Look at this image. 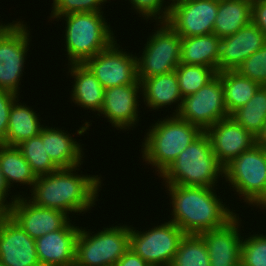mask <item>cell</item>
Wrapping results in <instances>:
<instances>
[{"mask_svg": "<svg viewBox=\"0 0 266 266\" xmlns=\"http://www.w3.org/2000/svg\"><path fill=\"white\" fill-rule=\"evenodd\" d=\"M152 127V128H151ZM203 131L177 115L168 116L150 126L142 142V157L156 167L159 176ZM158 169V170H157Z\"/></svg>", "mask_w": 266, "mask_h": 266, "instance_id": "cell-4", "label": "cell"}, {"mask_svg": "<svg viewBox=\"0 0 266 266\" xmlns=\"http://www.w3.org/2000/svg\"><path fill=\"white\" fill-rule=\"evenodd\" d=\"M264 143H266V122L263 125L261 132L256 137V144H259L262 146Z\"/></svg>", "mask_w": 266, "mask_h": 266, "instance_id": "cell-41", "label": "cell"}, {"mask_svg": "<svg viewBox=\"0 0 266 266\" xmlns=\"http://www.w3.org/2000/svg\"><path fill=\"white\" fill-rule=\"evenodd\" d=\"M205 133L210 139L215 157L223 167L256 145V137L231 117L219 120Z\"/></svg>", "mask_w": 266, "mask_h": 266, "instance_id": "cell-16", "label": "cell"}, {"mask_svg": "<svg viewBox=\"0 0 266 266\" xmlns=\"http://www.w3.org/2000/svg\"><path fill=\"white\" fill-rule=\"evenodd\" d=\"M142 92L141 84L120 85L105 89L103 106L99 115L102 114L107 117L108 122L111 123L117 130H128L136 123L138 117L139 96Z\"/></svg>", "mask_w": 266, "mask_h": 266, "instance_id": "cell-18", "label": "cell"}, {"mask_svg": "<svg viewBox=\"0 0 266 266\" xmlns=\"http://www.w3.org/2000/svg\"><path fill=\"white\" fill-rule=\"evenodd\" d=\"M219 0L171 2L167 23L181 37L213 33Z\"/></svg>", "mask_w": 266, "mask_h": 266, "instance_id": "cell-13", "label": "cell"}, {"mask_svg": "<svg viewBox=\"0 0 266 266\" xmlns=\"http://www.w3.org/2000/svg\"><path fill=\"white\" fill-rule=\"evenodd\" d=\"M6 214H7V210L2 208V207H0V222L5 217Z\"/></svg>", "mask_w": 266, "mask_h": 266, "instance_id": "cell-42", "label": "cell"}, {"mask_svg": "<svg viewBox=\"0 0 266 266\" xmlns=\"http://www.w3.org/2000/svg\"><path fill=\"white\" fill-rule=\"evenodd\" d=\"M10 188L9 186L7 185L5 179H4V176L2 174V171H1V167H0V207L8 210L10 208V206L13 204V202L17 199L18 196H22L20 194L18 195H12V200L8 203L7 202V195H9L8 191L10 192ZM14 196V197H13ZM6 202V203H5Z\"/></svg>", "mask_w": 266, "mask_h": 266, "instance_id": "cell-40", "label": "cell"}, {"mask_svg": "<svg viewBox=\"0 0 266 266\" xmlns=\"http://www.w3.org/2000/svg\"><path fill=\"white\" fill-rule=\"evenodd\" d=\"M141 57H137V78H150L175 71L181 60V37L167 22H160Z\"/></svg>", "mask_w": 266, "mask_h": 266, "instance_id": "cell-8", "label": "cell"}, {"mask_svg": "<svg viewBox=\"0 0 266 266\" xmlns=\"http://www.w3.org/2000/svg\"><path fill=\"white\" fill-rule=\"evenodd\" d=\"M235 71L261 86H266V43L243 61Z\"/></svg>", "mask_w": 266, "mask_h": 266, "instance_id": "cell-34", "label": "cell"}, {"mask_svg": "<svg viewBox=\"0 0 266 266\" xmlns=\"http://www.w3.org/2000/svg\"><path fill=\"white\" fill-rule=\"evenodd\" d=\"M175 73L183 98L196 93L217 75V72L211 67L184 63L178 65Z\"/></svg>", "mask_w": 266, "mask_h": 266, "instance_id": "cell-31", "label": "cell"}, {"mask_svg": "<svg viewBox=\"0 0 266 266\" xmlns=\"http://www.w3.org/2000/svg\"><path fill=\"white\" fill-rule=\"evenodd\" d=\"M7 214L33 239L61 229L69 220L66 213L33 204L18 196Z\"/></svg>", "mask_w": 266, "mask_h": 266, "instance_id": "cell-14", "label": "cell"}, {"mask_svg": "<svg viewBox=\"0 0 266 266\" xmlns=\"http://www.w3.org/2000/svg\"><path fill=\"white\" fill-rule=\"evenodd\" d=\"M223 177L249 205L266 204V154L261 145L231 160L223 168Z\"/></svg>", "mask_w": 266, "mask_h": 266, "instance_id": "cell-7", "label": "cell"}, {"mask_svg": "<svg viewBox=\"0 0 266 266\" xmlns=\"http://www.w3.org/2000/svg\"><path fill=\"white\" fill-rule=\"evenodd\" d=\"M220 41L214 33L181 38L180 63L211 67L218 73Z\"/></svg>", "mask_w": 266, "mask_h": 266, "instance_id": "cell-24", "label": "cell"}, {"mask_svg": "<svg viewBox=\"0 0 266 266\" xmlns=\"http://www.w3.org/2000/svg\"><path fill=\"white\" fill-rule=\"evenodd\" d=\"M73 168H59L47 175L38 176L29 200L41 207L66 213H82L96 204L101 179L98 175H79ZM74 171V173H73Z\"/></svg>", "mask_w": 266, "mask_h": 266, "instance_id": "cell-1", "label": "cell"}, {"mask_svg": "<svg viewBox=\"0 0 266 266\" xmlns=\"http://www.w3.org/2000/svg\"><path fill=\"white\" fill-rule=\"evenodd\" d=\"M118 45L117 40L114 41L108 48L83 63L104 89L141 84L137 78V56L119 49Z\"/></svg>", "mask_w": 266, "mask_h": 266, "instance_id": "cell-12", "label": "cell"}, {"mask_svg": "<svg viewBox=\"0 0 266 266\" xmlns=\"http://www.w3.org/2000/svg\"><path fill=\"white\" fill-rule=\"evenodd\" d=\"M172 2H182V1H190V0H170Z\"/></svg>", "mask_w": 266, "mask_h": 266, "instance_id": "cell-43", "label": "cell"}, {"mask_svg": "<svg viewBox=\"0 0 266 266\" xmlns=\"http://www.w3.org/2000/svg\"><path fill=\"white\" fill-rule=\"evenodd\" d=\"M105 2L107 0H53L50 18L58 20L69 13L103 12L101 6Z\"/></svg>", "mask_w": 266, "mask_h": 266, "instance_id": "cell-35", "label": "cell"}, {"mask_svg": "<svg viewBox=\"0 0 266 266\" xmlns=\"http://www.w3.org/2000/svg\"><path fill=\"white\" fill-rule=\"evenodd\" d=\"M252 0H219L213 33L221 38L251 23Z\"/></svg>", "mask_w": 266, "mask_h": 266, "instance_id": "cell-25", "label": "cell"}, {"mask_svg": "<svg viewBox=\"0 0 266 266\" xmlns=\"http://www.w3.org/2000/svg\"><path fill=\"white\" fill-rule=\"evenodd\" d=\"M129 1L131 2L130 4H132V7L135 8V10L140 15L145 17L144 19L146 20L148 18L149 19L151 18V20L155 19L159 21L157 23L167 22L171 8V4L169 2H167L169 4L168 6H166L165 4V7H163L164 2H166L164 0H129Z\"/></svg>", "mask_w": 266, "mask_h": 266, "instance_id": "cell-36", "label": "cell"}, {"mask_svg": "<svg viewBox=\"0 0 266 266\" xmlns=\"http://www.w3.org/2000/svg\"><path fill=\"white\" fill-rule=\"evenodd\" d=\"M230 117L257 137L266 122V86H261L253 97Z\"/></svg>", "mask_w": 266, "mask_h": 266, "instance_id": "cell-29", "label": "cell"}, {"mask_svg": "<svg viewBox=\"0 0 266 266\" xmlns=\"http://www.w3.org/2000/svg\"><path fill=\"white\" fill-rule=\"evenodd\" d=\"M18 102L17 98L11 106L5 145L18 146L31 137L39 135L44 127L39 122L41 121L39 115L32 108Z\"/></svg>", "mask_w": 266, "mask_h": 266, "instance_id": "cell-26", "label": "cell"}, {"mask_svg": "<svg viewBox=\"0 0 266 266\" xmlns=\"http://www.w3.org/2000/svg\"><path fill=\"white\" fill-rule=\"evenodd\" d=\"M19 95L0 89V144H5L11 106Z\"/></svg>", "mask_w": 266, "mask_h": 266, "instance_id": "cell-37", "label": "cell"}, {"mask_svg": "<svg viewBox=\"0 0 266 266\" xmlns=\"http://www.w3.org/2000/svg\"><path fill=\"white\" fill-rule=\"evenodd\" d=\"M116 266H150L140 255H137L132 249L117 261Z\"/></svg>", "mask_w": 266, "mask_h": 266, "instance_id": "cell-39", "label": "cell"}, {"mask_svg": "<svg viewBox=\"0 0 266 266\" xmlns=\"http://www.w3.org/2000/svg\"><path fill=\"white\" fill-rule=\"evenodd\" d=\"M92 236H91V235ZM130 248V226L103 228L95 234L80 227L74 266H116Z\"/></svg>", "mask_w": 266, "mask_h": 266, "instance_id": "cell-6", "label": "cell"}, {"mask_svg": "<svg viewBox=\"0 0 266 266\" xmlns=\"http://www.w3.org/2000/svg\"><path fill=\"white\" fill-rule=\"evenodd\" d=\"M251 22L262 31L266 40V0H252Z\"/></svg>", "mask_w": 266, "mask_h": 266, "instance_id": "cell-38", "label": "cell"}, {"mask_svg": "<svg viewBox=\"0 0 266 266\" xmlns=\"http://www.w3.org/2000/svg\"><path fill=\"white\" fill-rule=\"evenodd\" d=\"M217 74L221 78L226 110L229 116L243 107L261 87L257 82L240 75L235 70L222 71Z\"/></svg>", "mask_w": 266, "mask_h": 266, "instance_id": "cell-27", "label": "cell"}, {"mask_svg": "<svg viewBox=\"0 0 266 266\" xmlns=\"http://www.w3.org/2000/svg\"><path fill=\"white\" fill-rule=\"evenodd\" d=\"M69 72L74 78L71 99L75 105L85 110L100 113L104 101V87L84 64H69Z\"/></svg>", "mask_w": 266, "mask_h": 266, "instance_id": "cell-23", "label": "cell"}, {"mask_svg": "<svg viewBox=\"0 0 266 266\" xmlns=\"http://www.w3.org/2000/svg\"><path fill=\"white\" fill-rule=\"evenodd\" d=\"M240 266H266V235L253 234L243 237Z\"/></svg>", "mask_w": 266, "mask_h": 266, "instance_id": "cell-33", "label": "cell"}, {"mask_svg": "<svg viewBox=\"0 0 266 266\" xmlns=\"http://www.w3.org/2000/svg\"><path fill=\"white\" fill-rule=\"evenodd\" d=\"M103 13H69L59 18L66 21L65 51L70 64H83L116 40Z\"/></svg>", "mask_w": 266, "mask_h": 266, "instance_id": "cell-5", "label": "cell"}, {"mask_svg": "<svg viewBox=\"0 0 266 266\" xmlns=\"http://www.w3.org/2000/svg\"><path fill=\"white\" fill-rule=\"evenodd\" d=\"M64 131L55 127H43L39 136L45 142L46 153L58 168L80 166L83 162L81 160H84L82 145Z\"/></svg>", "mask_w": 266, "mask_h": 266, "instance_id": "cell-21", "label": "cell"}, {"mask_svg": "<svg viewBox=\"0 0 266 266\" xmlns=\"http://www.w3.org/2000/svg\"><path fill=\"white\" fill-rule=\"evenodd\" d=\"M27 28L20 20L0 28V89L17 95L29 50L30 31Z\"/></svg>", "mask_w": 266, "mask_h": 266, "instance_id": "cell-9", "label": "cell"}, {"mask_svg": "<svg viewBox=\"0 0 266 266\" xmlns=\"http://www.w3.org/2000/svg\"><path fill=\"white\" fill-rule=\"evenodd\" d=\"M266 40L262 31L252 22L235 34L221 38L218 73L236 70L249 56L264 46Z\"/></svg>", "mask_w": 266, "mask_h": 266, "instance_id": "cell-20", "label": "cell"}, {"mask_svg": "<svg viewBox=\"0 0 266 266\" xmlns=\"http://www.w3.org/2000/svg\"><path fill=\"white\" fill-rule=\"evenodd\" d=\"M142 86L144 103L150 109H162L166 105L178 103L173 115L179 112L183 97L180 94L178 79L175 71L150 78H138Z\"/></svg>", "mask_w": 266, "mask_h": 266, "instance_id": "cell-22", "label": "cell"}, {"mask_svg": "<svg viewBox=\"0 0 266 266\" xmlns=\"http://www.w3.org/2000/svg\"><path fill=\"white\" fill-rule=\"evenodd\" d=\"M0 261L4 266H40L35 239L8 214L0 222Z\"/></svg>", "mask_w": 266, "mask_h": 266, "instance_id": "cell-15", "label": "cell"}, {"mask_svg": "<svg viewBox=\"0 0 266 266\" xmlns=\"http://www.w3.org/2000/svg\"><path fill=\"white\" fill-rule=\"evenodd\" d=\"M172 204V219L185 234H201L218 228L229 221L235 213L222 199L217 197L214 188L166 184ZM222 201V202H221ZM226 206V207H225Z\"/></svg>", "mask_w": 266, "mask_h": 266, "instance_id": "cell-2", "label": "cell"}, {"mask_svg": "<svg viewBox=\"0 0 266 266\" xmlns=\"http://www.w3.org/2000/svg\"><path fill=\"white\" fill-rule=\"evenodd\" d=\"M170 266H211L203 238L185 234Z\"/></svg>", "mask_w": 266, "mask_h": 266, "instance_id": "cell-30", "label": "cell"}, {"mask_svg": "<svg viewBox=\"0 0 266 266\" xmlns=\"http://www.w3.org/2000/svg\"><path fill=\"white\" fill-rule=\"evenodd\" d=\"M70 221L61 229L35 239L40 266H74L80 228Z\"/></svg>", "mask_w": 266, "mask_h": 266, "instance_id": "cell-19", "label": "cell"}, {"mask_svg": "<svg viewBox=\"0 0 266 266\" xmlns=\"http://www.w3.org/2000/svg\"><path fill=\"white\" fill-rule=\"evenodd\" d=\"M176 115L203 132L219 120L230 117L226 110L220 76L217 74L196 93L184 97Z\"/></svg>", "mask_w": 266, "mask_h": 266, "instance_id": "cell-11", "label": "cell"}, {"mask_svg": "<svg viewBox=\"0 0 266 266\" xmlns=\"http://www.w3.org/2000/svg\"><path fill=\"white\" fill-rule=\"evenodd\" d=\"M0 167L9 188L18 182L33 187L36 181V175L17 146L0 144Z\"/></svg>", "mask_w": 266, "mask_h": 266, "instance_id": "cell-28", "label": "cell"}, {"mask_svg": "<svg viewBox=\"0 0 266 266\" xmlns=\"http://www.w3.org/2000/svg\"><path fill=\"white\" fill-rule=\"evenodd\" d=\"M223 168L214 155L208 135L203 132L160 177L165 184L215 188L219 177L223 178Z\"/></svg>", "mask_w": 266, "mask_h": 266, "instance_id": "cell-3", "label": "cell"}, {"mask_svg": "<svg viewBox=\"0 0 266 266\" xmlns=\"http://www.w3.org/2000/svg\"><path fill=\"white\" fill-rule=\"evenodd\" d=\"M235 214L224 225L199 234L207 247L211 266H240L242 238Z\"/></svg>", "mask_w": 266, "mask_h": 266, "instance_id": "cell-17", "label": "cell"}, {"mask_svg": "<svg viewBox=\"0 0 266 266\" xmlns=\"http://www.w3.org/2000/svg\"><path fill=\"white\" fill-rule=\"evenodd\" d=\"M185 233L173 222H164L148 231L130 225V249L150 266H170Z\"/></svg>", "mask_w": 266, "mask_h": 266, "instance_id": "cell-10", "label": "cell"}, {"mask_svg": "<svg viewBox=\"0 0 266 266\" xmlns=\"http://www.w3.org/2000/svg\"><path fill=\"white\" fill-rule=\"evenodd\" d=\"M262 148H263V150H264V152H265V154H266V143H264V144L262 145Z\"/></svg>", "mask_w": 266, "mask_h": 266, "instance_id": "cell-44", "label": "cell"}, {"mask_svg": "<svg viewBox=\"0 0 266 266\" xmlns=\"http://www.w3.org/2000/svg\"><path fill=\"white\" fill-rule=\"evenodd\" d=\"M17 147L29 163L31 170L36 177L50 174L59 169L46 153L45 142H42L39 135L31 137Z\"/></svg>", "mask_w": 266, "mask_h": 266, "instance_id": "cell-32", "label": "cell"}]
</instances>
